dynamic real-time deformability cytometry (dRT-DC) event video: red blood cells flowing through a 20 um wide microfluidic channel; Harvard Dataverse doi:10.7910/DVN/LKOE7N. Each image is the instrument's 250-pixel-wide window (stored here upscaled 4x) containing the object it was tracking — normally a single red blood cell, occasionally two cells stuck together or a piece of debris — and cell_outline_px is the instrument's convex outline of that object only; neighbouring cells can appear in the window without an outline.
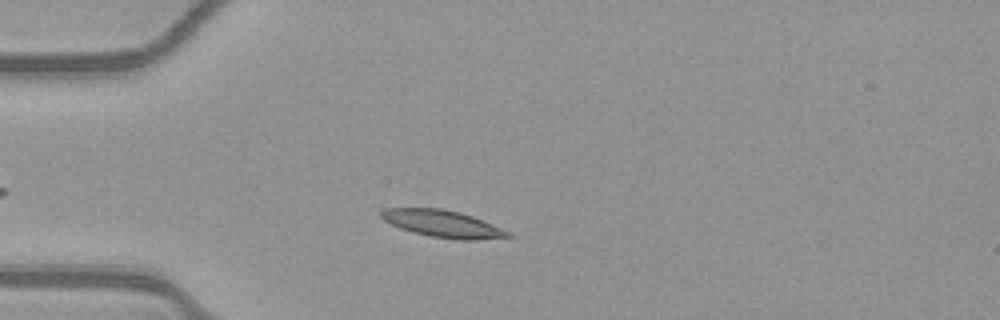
{"species": "common noctule bat (a hibernating species)", "species_latin": "Nyctalus noctula", "temperature_condition": "warm", "stored_images_in_passage": 49, "camera_frame_rate_fps": 3000, "um_per_image_px": 0.085, "animal": {"sex": "female", "body_mass_g": 21.9}, "frame": {"image": 1, "passage_image": 10, "time_ms": 3.0, "image_size_px": [1000, 320], "cell_outline_px": [[512, 236], [476, 240], [460, 240], [428, 236], [412, 232], [400, 228], [384, 220], [380, 216], [380, 212], [388, 208], [440, 208], [460, 212], [472, 216], [512, 232]], "centroid_in_image_um": [37.64, 19.02], "position_along_channel_um": 47.4, "area_um2": 19.94}}
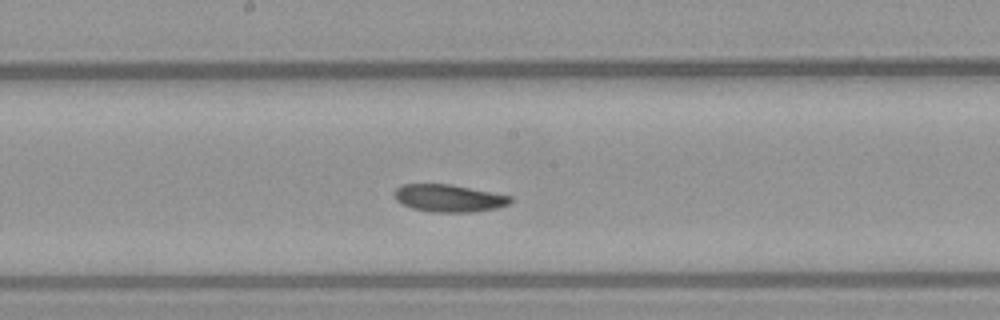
{"frame": {"image": 2, "passage_image": 24, "time_ms": 7.667, "image_size_px": [1000, 320], "cell_outline_px": [[512, 200], [508, 204], [496, 208], [472, 212], [432, 212], [412, 208], [396, 200], [396, 188], [400, 184], [448, 184], [512, 196]], "centroid_in_image_um": [38.15, 16.85], "position_along_channel_um": 210.0, "area_um2": 18.26}}
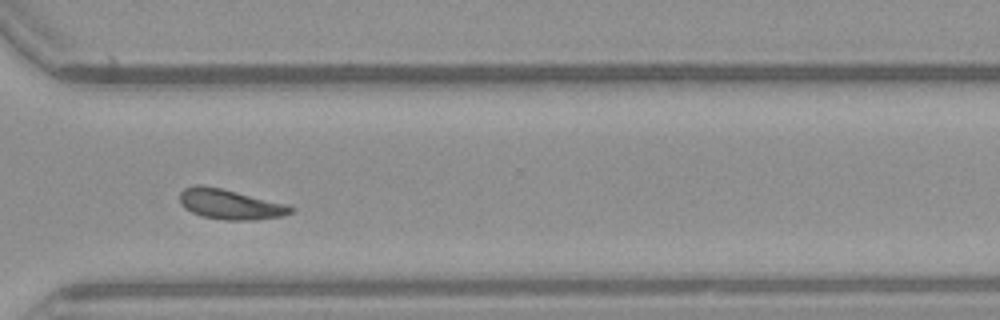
{"frame": {"image": 3, "passage_image": 35, "time_ms": 11.333, "image_size_px": [1000, 320], "cell_outline_px": [[296, 208], [292, 212], [284, 216], [256, 220], [224, 220], [200, 216], [184, 208], [180, 204], [180, 192], [184, 188], [196, 184], [200, 184], [220, 188], [288, 204]], "centroid_in_image_um": [19.56, 17.37], "position_along_channel_um": 351.0, "area_um2": 19.65}, "authors_computed_cell_mechanics": {"area_um2": 19.074, "velocity_mm_per_s": 3.8537, "shape_relaxation_time_tau1_ms": 5.2469, "shape_relaxation_time_tau2_ms": null, "deformation_change_tau1": 0.1241, "deformation_change_tau2": null}}